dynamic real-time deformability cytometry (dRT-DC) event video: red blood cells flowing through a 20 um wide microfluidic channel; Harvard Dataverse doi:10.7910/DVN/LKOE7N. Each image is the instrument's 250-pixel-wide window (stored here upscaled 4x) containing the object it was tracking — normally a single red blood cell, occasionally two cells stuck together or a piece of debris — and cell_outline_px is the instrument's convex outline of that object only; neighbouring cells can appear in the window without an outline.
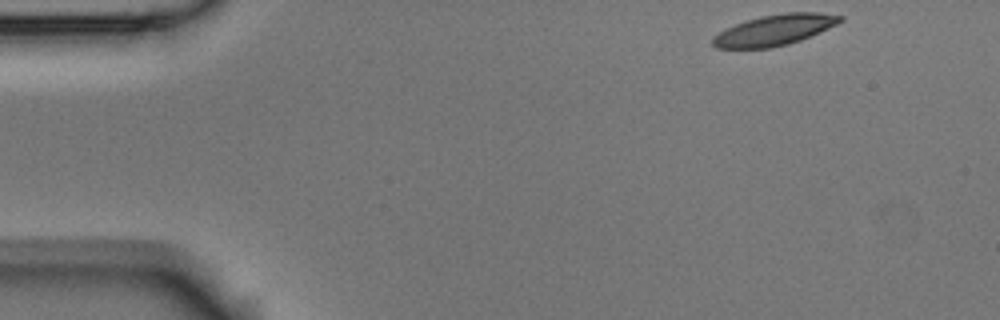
{"species": "Egyptian fruit bat (a non-hibernating species)", "species_latin": "Rousettus aegyptiacus", "temperature_condition": "room temperature", "stored_images_in_passage": 49, "camera_frame_rate_fps": 3000, "um_per_image_px": 0.085, "animal": {"sex": "male"}, "frame": {"image": 1, "passage_image": 1, "time_ms": 0.0, "image_size_px": [1000, 320], "cell_outline_px": [[844, 20], [828, 28], [800, 40], [788, 44], [772, 48], [716, 48], [712, 44], [712, 36], [736, 24], [760, 16], [784, 12], [820, 12], [844, 16]], "centroid_in_image_um": [65.85, 2.55], "position_along_channel_um": 19.2, "area_um2": 22.72}}
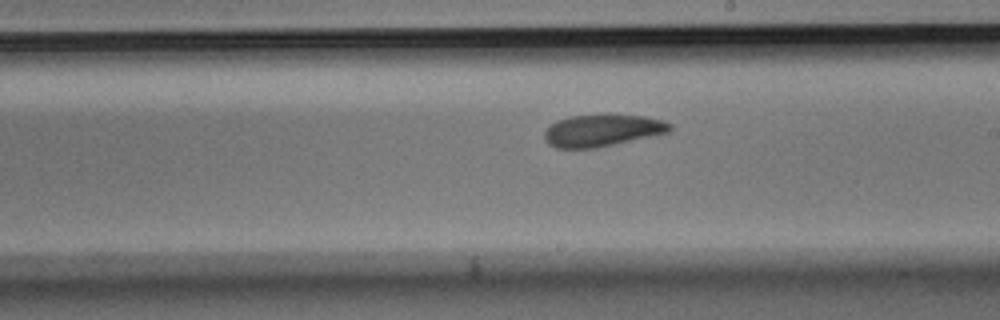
{"frame": {"image": 2, "passage_image": 26, "time_ms": 8.333, "image_size_px": [1000, 320], "cell_outline_px": [[672, 128], [668, 132], [596, 148], [556, 148], [548, 144], [544, 140], [544, 132], [556, 120], [568, 116], [604, 112], [644, 116], [664, 120], [672, 124]], "centroid_in_image_um": [51.17, 11.04], "position_along_channel_um": 237.8, "area_um2": 24.04}}
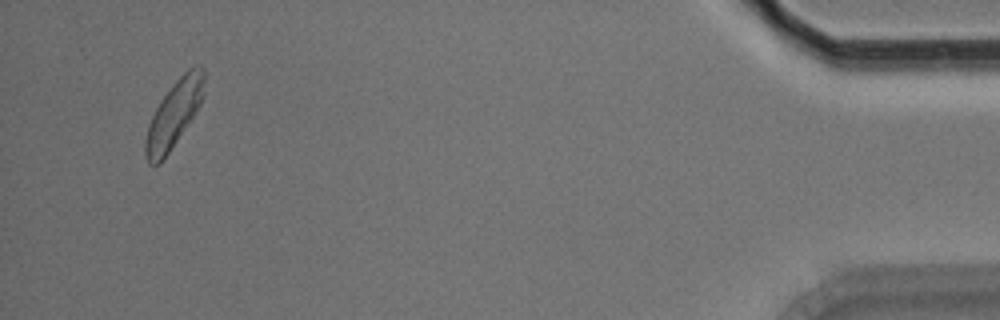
{"frame": {"image": 3, "passage_image": 47, "time_ms": 15.333, "image_size_px": [1000, 320], "cell_outline_px": [[204, 92], [200, 104], [168, 152], [156, 164], [148, 164], [144, 156], [144, 140], [148, 124], [160, 100], [172, 84], [188, 68], [196, 64], [200, 64], [204, 68]], "centroid_in_image_um": [14.77, 9.64], "position_along_channel_um": 420.4, "area_um2": 22.37}, "authors_computed_cell_mechanics": {"area_um2": 23.2356, "velocity_mm_per_s": 3.7057, "shape_relaxation_time_tau1_ms": 4.1886, "shape_relaxation_time_tau2_ms": 4.123, "deformation_change_tau1": 0.1185, "deformation_change_tau2": 0.1082}}